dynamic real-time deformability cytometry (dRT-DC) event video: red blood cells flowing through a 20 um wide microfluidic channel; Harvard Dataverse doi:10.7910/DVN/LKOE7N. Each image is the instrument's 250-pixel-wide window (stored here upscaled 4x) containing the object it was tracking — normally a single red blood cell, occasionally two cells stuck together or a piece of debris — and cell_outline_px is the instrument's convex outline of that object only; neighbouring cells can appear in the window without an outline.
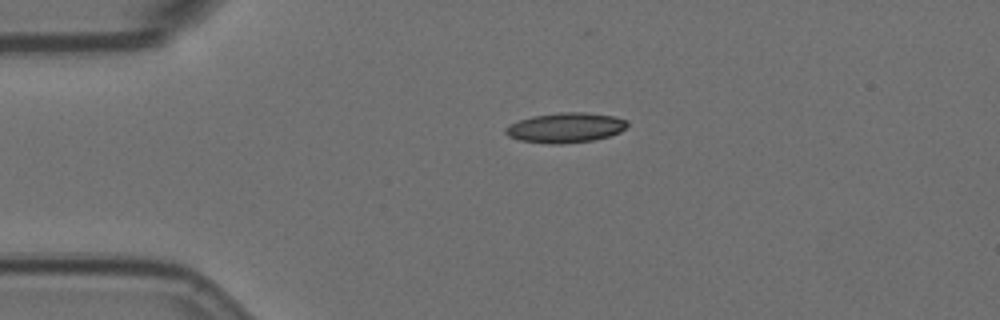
{"species": "Egyptian fruit bat (a non-hibernating species)", "species_latin": "Rousettus aegyptiacus", "temperature_condition": "room temperature", "stored_images_in_passage": 45, "camera_frame_rate_fps": 3000, "um_per_image_px": 0.085, "animal": {"sex": "female"}, "frame": {"image": 1, "passage_image": 1, "time_ms": 0.0, "image_size_px": [1000, 320], "cell_outline_px": [[628, 124], [620, 132], [608, 136], [592, 140], [560, 144], [548, 144], [520, 140], [508, 136], [504, 132], [504, 128], [508, 124], [532, 116], [560, 112], [584, 112], [616, 116], [628, 120]], "centroid_in_image_um": [48.05, 10.84], "position_along_channel_um": 36.9, "area_um2": 21.33}}
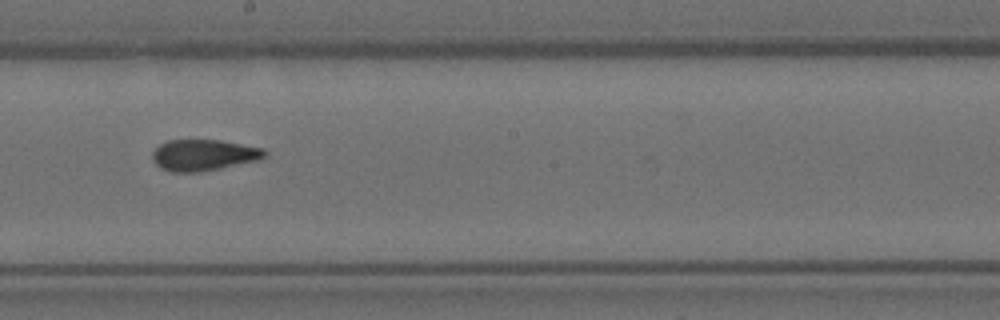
{"frame": {"image": 2, "passage_image": 20, "time_ms": 6.333, "image_size_px": [1000, 320], "cell_outline_px": [[268, 156], [260, 160], [220, 168], [196, 172], [172, 172], [160, 168], [152, 160], [152, 152], [160, 144], [168, 140], [220, 140], [264, 148], [268, 152]], "centroid_in_image_um": [17.34, 13.18], "position_along_channel_um": 230.9, "area_um2": 20.58}}
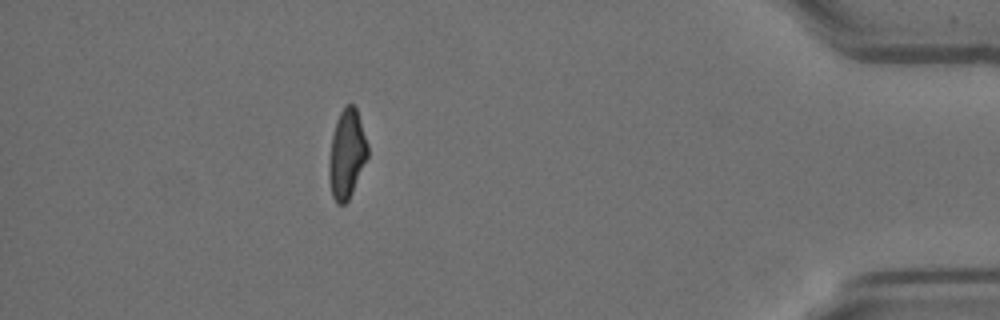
{"frame": {"image": 3, "passage_image": 39, "time_ms": 12.667, "image_size_px": [1000, 320], "cell_outline_px": [[368, 156], [352, 192], [348, 200], [344, 204], [336, 204], [332, 196], [328, 176], [328, 164], [332, 136], [336, 120], [340, 112], [348, 104], [352, 104], [356, 108], [368, 144]], "centroid_in_image_um": [29.46, 13.11], "position_along_channel_um": 405.7, "area_um2": 19.94}, "authors_computed_cell_mechanics": {"area_um2": 20.6924, "velocity_mm_per_s": 3.5659, "shape_relaxation_time_tau1_ms": 8.5192, "shape_relaxation_time_tau2_ms": 1.849, "deformation_change_tau1": 0.2459, "deformation_change_tau2": 0.0972}}